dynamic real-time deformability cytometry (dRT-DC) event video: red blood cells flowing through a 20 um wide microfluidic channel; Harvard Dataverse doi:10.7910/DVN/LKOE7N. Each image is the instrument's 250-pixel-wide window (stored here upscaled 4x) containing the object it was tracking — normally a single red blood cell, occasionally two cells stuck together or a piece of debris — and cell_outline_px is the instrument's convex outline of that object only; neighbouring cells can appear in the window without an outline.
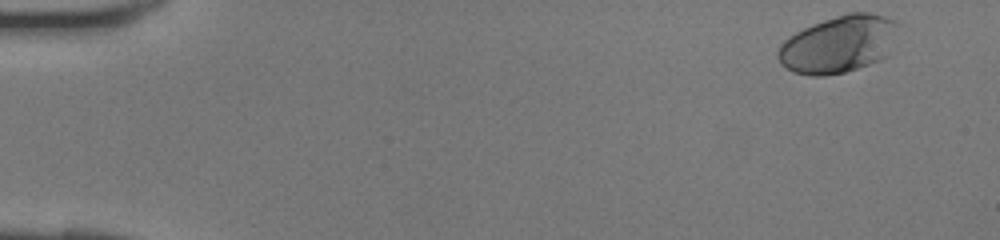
{"species": "human", "species_latin": "Homo sapiens", "temperature_condition": "room temperature", "stored_images_in_passage": 41, "camera_frame_rate_fps": 3000, "um_per_image_px": 0.085, "donor": {"sex": "female"}, "frame": {"image": 1, "passage_image": 1, "time_ms": 0.0, "image_size_px": [1000, 240], "cell_outline_px": [[904, 24], [888, 56], [880, 60], [844, 72], [824, 76], [808, 76], [792, 72], [780, 64], [776, 56], [776, 52], [780, 44], [788, 36], [812, 24], [848, 12], [868, 12], [884, 16], [896, 20]], "centroid_in_image_um": [71.33, 3.75], "position_along_channel_um": 13.7, "area_um2": 41.04}}
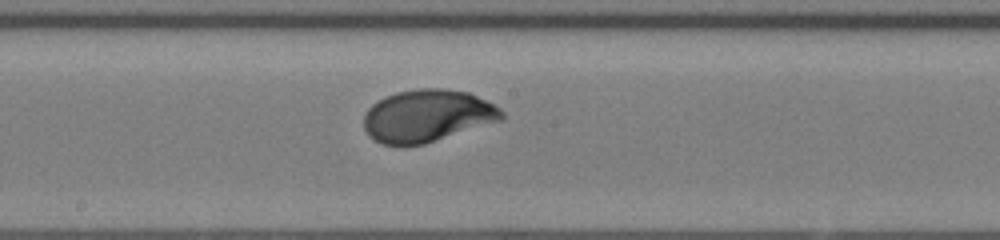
{"frame": {"image": 2, "passage_image": 22, "time_ms": 7.0, "image_size_px": [1000, 240], "cell_outline_px": [[504, 120], [424, 144], [384, 144], [368, 136], [364, 128], [364, 116], [368, 108], [372, 104], [384, 96], [396, 92], [420, 88], [444, 88], [468, 92], [500, 108], [504, 112]], "centroid_in_image_um": [36.33, 9.83], "position_along_channel_um": 211.9, "area_um2": 42.02}}
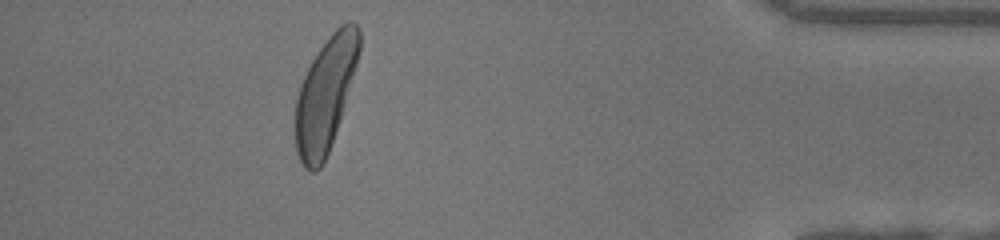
{"frame": {"image": 3, "passage_image": 37, "time_ms": 12.0, "image_size_px": [1000, 240], "cell_outline_px": [[360, 48], [356, 64], [340, 120], [328, 152], [320, 168], [316, 172], [308, 172], [304, 168], [296, 152], [292, 124], [296, 100], [300, 84], [316, 52], [332, 32], [340, 24], [348, 20], [352, 20], [356, 24], [360, 32]], "centroid_in_image_um": [27.6, 8.07], "position_along_channel_um": 407.6, "area_um2": 42.77}}